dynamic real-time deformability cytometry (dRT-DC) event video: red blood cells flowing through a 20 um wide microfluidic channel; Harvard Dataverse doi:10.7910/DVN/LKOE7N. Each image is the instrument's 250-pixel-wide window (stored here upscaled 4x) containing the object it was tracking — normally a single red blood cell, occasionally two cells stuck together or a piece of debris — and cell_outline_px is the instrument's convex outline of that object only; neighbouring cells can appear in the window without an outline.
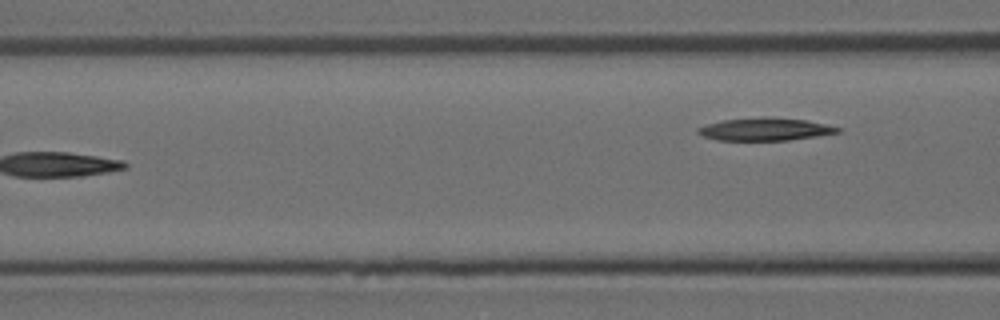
{"species": "Egyptian fruit bat (a non-hibernating species)", "species_latin": "Rousettus aegyptiacus", "temperature_condition": "room temperature", "stored_images_in_passage": 6, "camera_frame_rate_fps": 3000, "um_per_image_px": 0.085, "animal": {"sex": "female"}, "frame": {"image": 1, "passage_image": 6, "time_ms": 1.667, "image_size_px": [1000, 320], "cell_outline_px": [[844, 132], [788, 140], [716, 140], [704, 136], [696, 132], [696, 128], [704, 124], [724, 120], [764, 116], [804, 120], [824, 124], [840, 128]], "centroid_in_image_um": [65.0, 10.98], "position_along_channel_um": 101.6, "area_um2": 18.5}}